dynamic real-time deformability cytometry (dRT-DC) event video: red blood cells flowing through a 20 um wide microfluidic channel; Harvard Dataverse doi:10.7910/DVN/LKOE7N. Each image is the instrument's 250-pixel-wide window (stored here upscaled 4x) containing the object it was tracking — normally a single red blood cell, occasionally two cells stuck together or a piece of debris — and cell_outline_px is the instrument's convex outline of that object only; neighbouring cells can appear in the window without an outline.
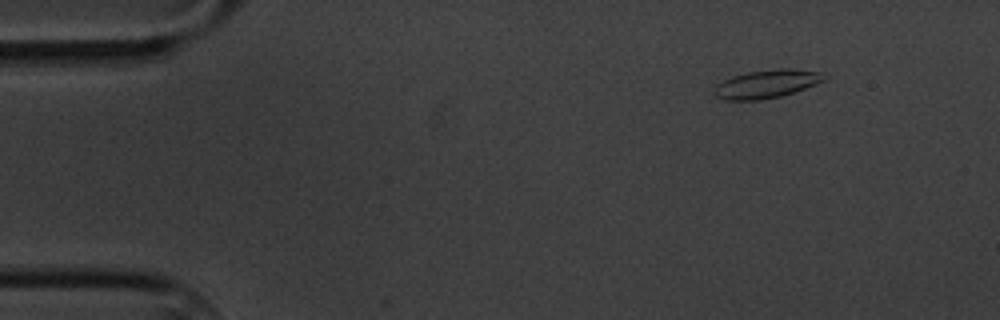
{"species": "common noctule bat (a hibernating species)", "species_latin": "Nyctalus noctula", "temperature_condition": "cold", "stored_images_in_passage": 5, "camera_frame_rate_fps": 3000, "um_per_image_px": 0.085, "animal": {"sex": "male", "body_mass_g": 20.1, "forearm_length_mm": 53.5}, "frame": {"image": 1, "passage_image": 2, "time_ms": 2.0, "image_size_px": [1000, 320], "cell_outline_px": [[828, 76], [824, 80], [804, 88], [780, 96], [760, 100], [724, 100], [716, 96], [712, 92], [716, 84], [732, 76], [748, 72], [780, 68], [792, 68], [820, 72]], "centroid_in_image_um": [65.12, 7.13], "position_along_channel_um": 19.9, "area_um2": 18.03}}